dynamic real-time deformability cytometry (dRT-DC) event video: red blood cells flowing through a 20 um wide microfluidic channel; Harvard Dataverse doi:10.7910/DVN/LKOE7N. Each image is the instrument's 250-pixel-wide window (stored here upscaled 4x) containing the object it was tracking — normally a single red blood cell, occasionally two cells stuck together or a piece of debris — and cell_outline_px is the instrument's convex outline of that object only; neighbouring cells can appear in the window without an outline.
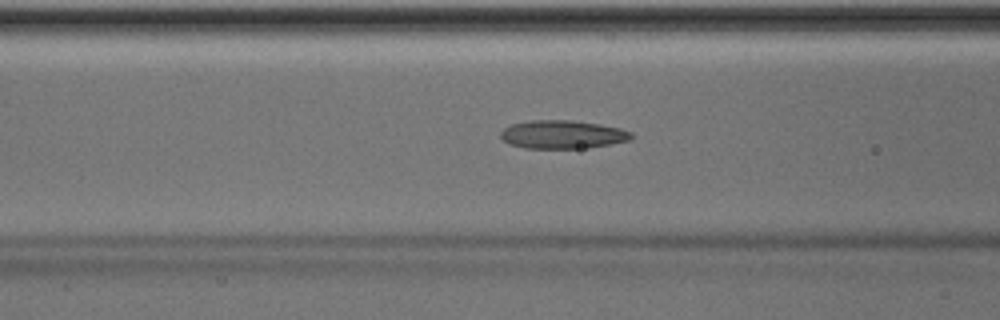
{"species": "Egyptian fruit bat (a non-hibernating species)", "species_latin": "Rousettus aegyptiacus", "temperature_condition": "room temperature", "stored_images_in_passage": 50, "camera_frame_rate_fps": 3000, "um_per_image_px": 0.085, "animal": {"sex": "male"}, "frame": {"image": 1, "passage_image": 20, "time_ms": 6.333, "image_size_px": [1000, 320], "cell_outline_px": [[632, 140], [612, 144], [588, 148], [524, 148], [508, 144], [500, 136], [500, 132], [504, 128], [512, 124], [532, 120], [572, 120], [600, 124], [620, 128], [632, 132]], "centroid_in_image_um": [47.83, 11.43], "position_along_channel_um": 118.8, "area_um2": 21.73}}
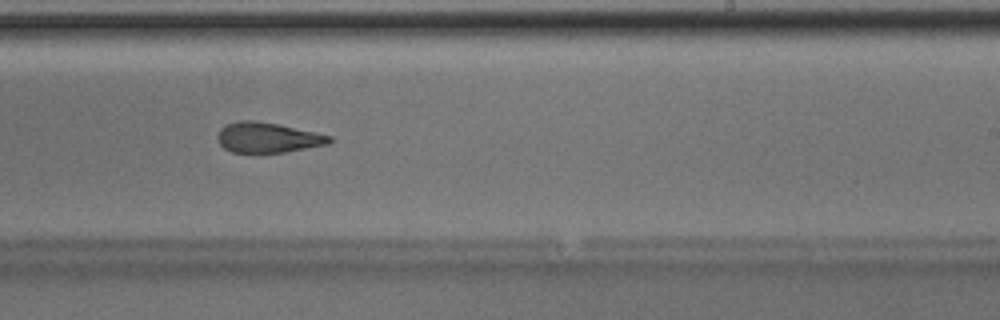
{"frame": {"image": 2, "passage_image": 31, "time_ms": 10.0, "image_size_px": [1000, 320], "cell_outline_px": [[332, 140], [328, 144], [284, 152], [256, 156], [232, 152], [224, 148], [220, 144], [216, 136], [220, 128], [228, 124], [240, 120], [252, 120], [276, 124], [316, 132], [332, 136]], "centroid_in_image_um": [22.71, 11.74], "position_along_channel_um": 266.3, "area_um2": 20.23}}
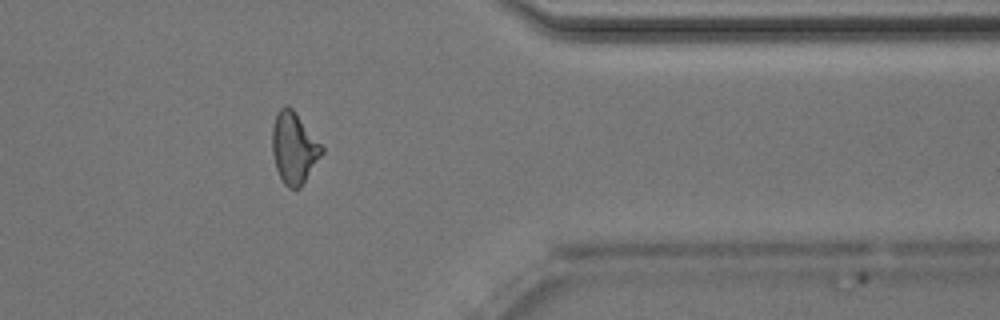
{"frame": {"image": 3, "passage_image": 41, "time_ms": 13.333, "image_size_px": [1000, 320], "cell_outline_px": [[324, 152], [300, 188], [288, 188], [284, 184], [276, 168], [272, 152], [272, 128], [276, 112], [284, 104], [288, 104], [296, 112], [324, 148]], "centroid_in_image_um": [24.98, 12.54], "position_along_channel_um": 386.4, "area_um2": 20.69}, "authors_computed_cell_mechanics": {"area_um2": 21.0103, "velocity_mm_per_s": 4.0294, "shape_relaxation_time_tau1_ms": 11.2115, "shape_relaxation_time_tau2_ms": 2.6072, "deformation_change_tau1": 0.2426, "deformation_change_tau2": 0.123}}